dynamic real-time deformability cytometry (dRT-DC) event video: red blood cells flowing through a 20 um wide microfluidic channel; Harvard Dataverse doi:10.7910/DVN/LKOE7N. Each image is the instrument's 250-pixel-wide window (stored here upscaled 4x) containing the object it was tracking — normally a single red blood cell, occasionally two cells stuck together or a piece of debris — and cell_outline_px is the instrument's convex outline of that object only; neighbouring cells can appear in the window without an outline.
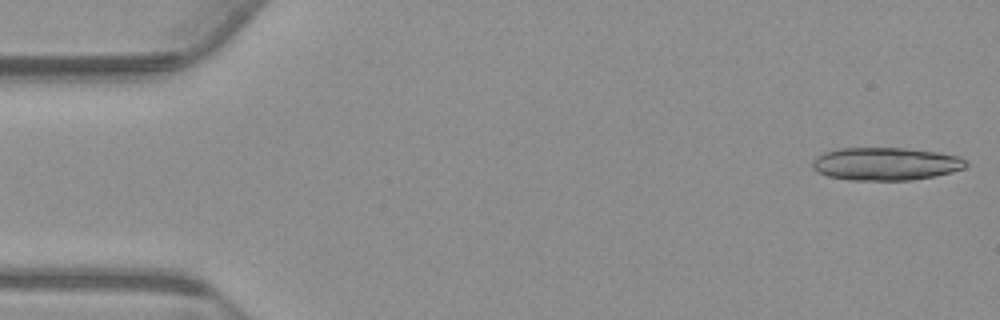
{"species": "common noctule bat (a hibernating species)", "species_latin": "Nyctalus noctula", "temperature_condition": "warm", "stored_images_in_passage": 12, "camera_frame_rate_fps": 3000, "um_per_image_px": 0.085, "animal": {"sex": "male", "body_mass_g": 23.1, "forearm_length_mm": 52.7}, "frame": {"image": 1, "passage_image": 1, "time_ms": 0.0, "image_size_px": [1000, 320], "cell_outline_px": [[968, 164], [964, 168], [952, 172], [936, 176], [912, 180], [848, 180], [828, 176], [816, 172], [812, 168], [812, 160], [816, 156], [824, 152], [840, 148], [904, 148], [936, 152], [960, 156], [968, 160]], "centroid_in_image_um": [75.28, 13.93], "position_along_channel_um": 9.7, "area_um2": 29.71}}